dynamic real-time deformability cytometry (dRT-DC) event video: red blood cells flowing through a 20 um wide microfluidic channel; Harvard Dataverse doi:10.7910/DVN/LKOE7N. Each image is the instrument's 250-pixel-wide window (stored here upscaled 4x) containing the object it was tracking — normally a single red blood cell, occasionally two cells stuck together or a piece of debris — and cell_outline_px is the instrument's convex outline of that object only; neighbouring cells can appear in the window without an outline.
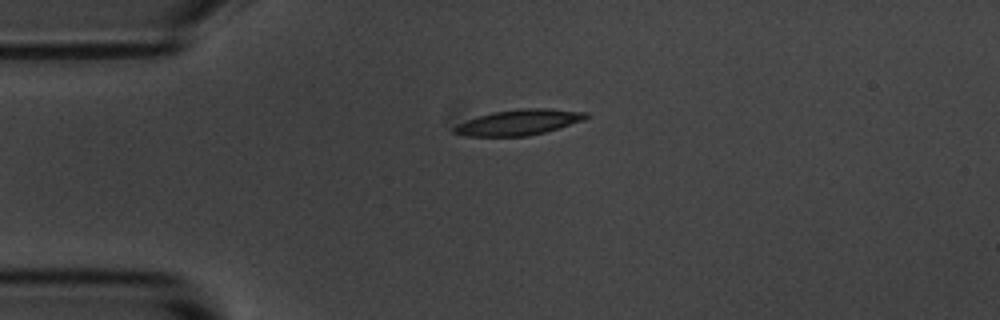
{"species": "common noctule bat (a hibernating species)", "species_latin": "Nyctalus noctula", "temperature_condition": "room temperature", "stored_images_in_passage": 43, "camera_frame_rate_fps": 3000, "um_per_image_px": 0.085, "animal": {"sex": "male", "body_mass_g": 20.1, "forearm_length_mm": 53.5}, "frame": {"image": 1, "passage_image": 1, "time_ms": 0.0, "image_size_px": [1000, 320], "cell_outline_px": [[588, 116], [584, 120], [544, 132], [528, 136], [464, 136], [452, 132], [452, 128], [456, 124], [492, 112], [520, 108], [544, 108], [588, 112]], "centroid_in_image_um": [44.07, 10.39], "position_along_channel_um": 40.9, "area_um2": 19.54}}
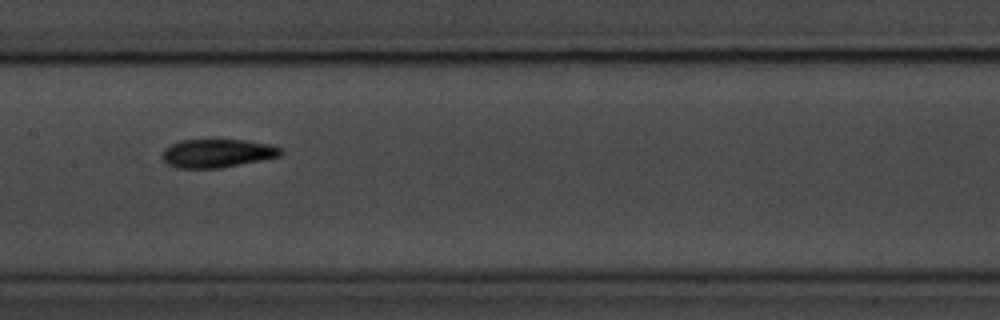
{"frame": {"image": 2, "passage_image": 15, "time_ms": 4.667, "image_size_px": [1000, 320], "cell_outline_px": [[284, 152], [280, 156], [264, 160], [220, 168], [176, 168], [168, 164], [160, 156], [164, 148], [180, 140], [216, 136], [248, 140], [272, 144], [284, 148]], "centroid_in_image_um": [18.5, 12.97], "position_along_channel_um": 188.9, "area_um2": 20.98}}
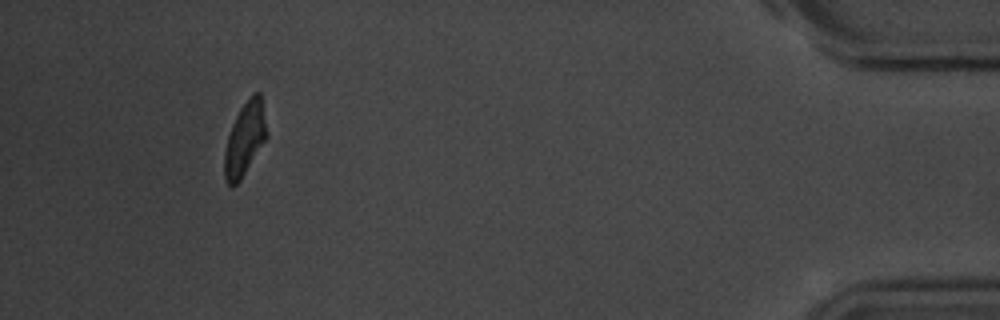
{"frame": {"image": 3, "passage_image": 39, "time_ms": 12.667, "image_size_px": [1000, 320], "cell_outline_px": [[268, 136], [240, 180], [232, 188], [224, 180], [224, 152], [228, 136], [232, 124], [240, 108], [252, 92], [260, 92]], "centroid_in_image_um": [20.8, 11.81], "position_along_channel_um": 414.4, "area_um2": 18.03}, "authors_computed_cell_mechanics": {"area_um2": 19.4208, "velocity_mm_per_s": 3.6501, "shape_relaxation_time_tau1_ms": 3.2103, "shape_relaxation_time_tau2_ms": 3.6182, "deformation_change_tau1": 0.1401, "deformation_change_tau2": 0.0989}}